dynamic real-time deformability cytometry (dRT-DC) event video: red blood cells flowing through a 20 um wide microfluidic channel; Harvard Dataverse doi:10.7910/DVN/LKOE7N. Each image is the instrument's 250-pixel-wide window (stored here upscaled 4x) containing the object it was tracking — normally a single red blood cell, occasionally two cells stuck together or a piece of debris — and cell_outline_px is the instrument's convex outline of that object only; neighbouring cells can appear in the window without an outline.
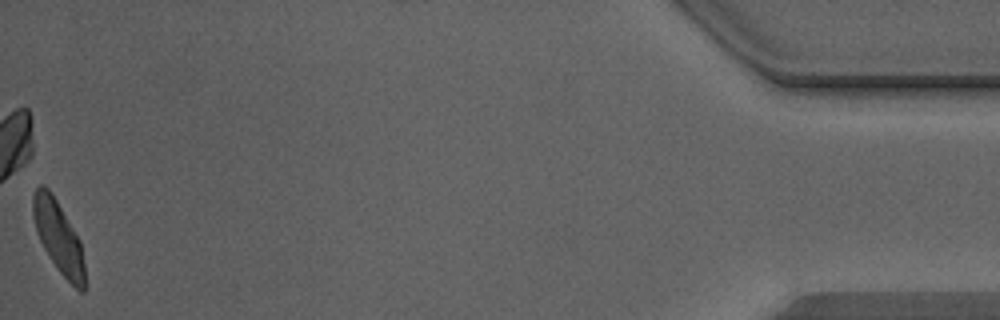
{"species": "Egyptian fruit bat (a non-hibernating species)", "species_latin": "Rousettus aegyptiacus", "temperature_condition": "warm", "stored_images_in_passage": 42, "camera_frame_rate_fps": 3000, "um_per_image_px": 0.085, "animal": {"sex": "male"}, "frame": {"image": 1, "passage_image": 42, "time_ms": 13.667, "image_size_px": [1000, 320], "cell_outline_px": [[84, 292], [80, 292], [60, 272], [44, 248], [36, 232], [32, 216], [32, 196], [36, 188], [40, 184], [48, 188], [56, 200], [80, 240], [84, 264]], "centroid_in_image_um": [4.94, 20.12], "position_along_channel_um": 430.3, "area_um2": 21.27}, "authors_computed_cell_mechanics": {"area_um2": 22.4553, "velocity_mm_per_s": 4.3512, "shape_relaxation_time_tau1_ms": 3.7992, "shape_relaxation_time_tau2_ms": 1.2279, "deformation_change_tau1": 0.1563, "deformation_change_tau2": 0.0708}}